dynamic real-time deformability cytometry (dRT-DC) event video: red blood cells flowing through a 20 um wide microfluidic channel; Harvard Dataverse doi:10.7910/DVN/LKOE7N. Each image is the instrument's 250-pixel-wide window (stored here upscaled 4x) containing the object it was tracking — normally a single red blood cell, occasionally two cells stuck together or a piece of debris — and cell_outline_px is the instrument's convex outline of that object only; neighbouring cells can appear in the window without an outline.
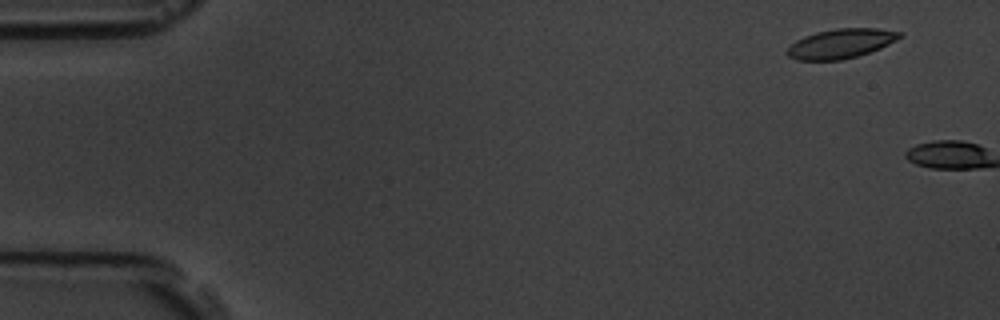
{"species": "common noctule bat (a hibernating species)", "species_latin": "Nyctalus noctula", "temperature_condition": "room temperature", "stored_images_in_passage": 3, "camera_frame_rate_fps": 3000, "um_per_image_px": 0.085, "animal": {"sex": "male", "body_mass_g": 19.5, "forearm_length_mm": 54.6}, "frame": {"image": 1, "passage_image": 2, "time_ms": 1.0, "image_size_px": [1000, 320], "cell_outline_px": [[904, 36], [880, 48], [856, 56], [840, 60], [796, 60], [788, 56], [788, 48], [796, 40], [804, 36], [816, 32], [836, 28], [876, 28], [904, 32]], "centroid_in_image_um": [71.5, 3.69], "position_along_channel_um": 13.5, "area_um2": 19.25}}